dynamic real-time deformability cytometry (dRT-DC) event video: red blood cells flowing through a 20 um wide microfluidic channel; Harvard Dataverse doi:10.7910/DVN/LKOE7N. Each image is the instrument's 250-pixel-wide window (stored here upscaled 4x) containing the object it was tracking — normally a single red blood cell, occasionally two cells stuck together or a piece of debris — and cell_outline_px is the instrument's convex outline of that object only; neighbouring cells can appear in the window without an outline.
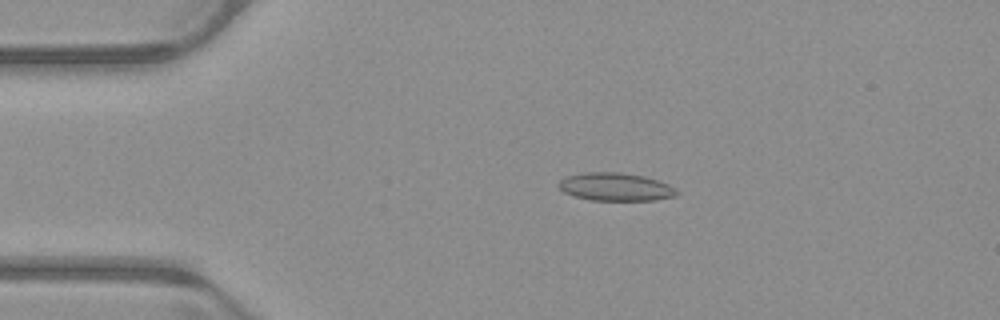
{"species": "common noctule bat (a hibernating species)", "species_latin": "Nyctalus noctula", "temperature_condition": "warm", "stored_images_in_passage": 51, "camera_frame_rate_fps": 3000, "um_per_image_px": 0.085, "animal": {"sex": "male", "body_mass_g": 23.1, "forearm_length_mm": 52.7}, "frame": {"image": 1, "passage_image": 10, "time_ms": 3.0, "image_size_px": [1000, 320], "cell_outline_px": [[680, 192], [676, 196], [656, 200], [588, 200], [572, 196], [564, 192], [556, 184], [560, 180], [568, 176], [584, 172], [620, 172], [644, 176], [668, 184], [676, 188]], "centroid_in_image_um": [52.32, 15.89], "position_along_channel_um": 32.7, "area_um2": 19.42}}
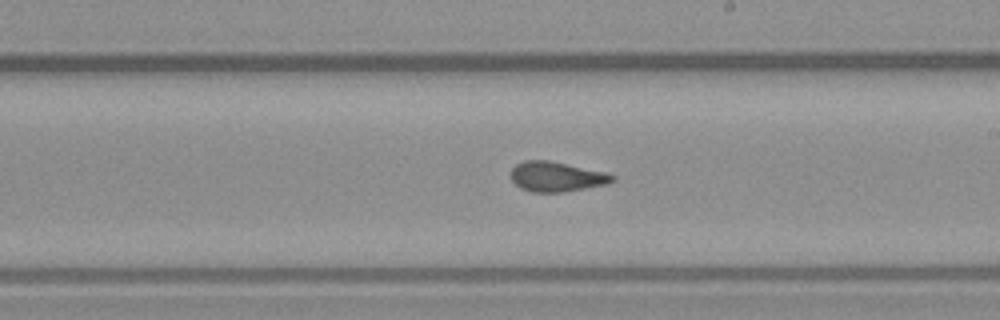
{"frame": {"image": 2, "passage_image": 29, "time_ms": 9.333, "image_size_px": [1000, 320], "cell_outline_px": [[616, 180], [608, 184], [560, 192], [532, 192], [520, 188], [512, 180], [512, 168], [516, 164], [524, 160], [548, 160], [608, 172], [616, 176]], "centroid_in_image_um": [47.34, 15.01], "position_along_channel_um": 241.7, "area_um2": 17.74}}
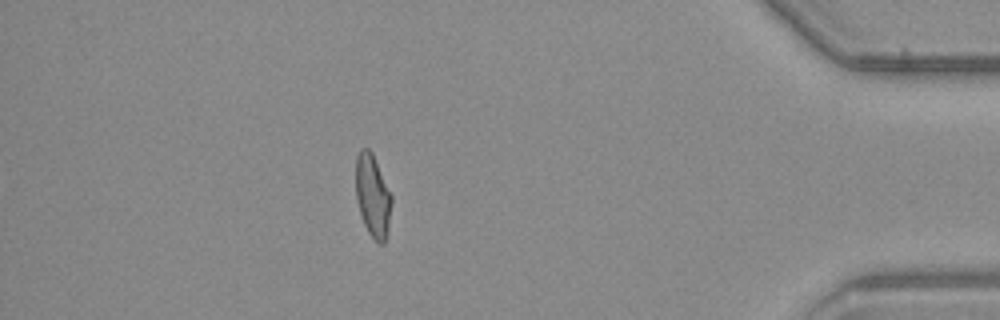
{"frame": {"image": 3, "passage_image": 45, "time_ms": 14.667, "image_size_px": [1000, 320], "cell_outline_px": [[392, 204], [388, 228], [384, 244], [380, 244], [368, 232], [364, 224], [356, 200], [356, 156], [360, 148], [368, 148], [372, 152], [392, 196]], "centroid_in_image_um": [31.68, 16.62], "position_along_channel_um": 403.5, "area_um2": 17.17}, "authors_computed_cell_mechanics": {"area_um2": 17.8602, "velocity_mm_per_s": 3.9708, "shape_relaxation_time_tau1_ms": 6.5932, "shape_relaxation_time_tau2_ms": 1.144, "deformation_change_tau1": 0.194, "deformation_change_tau2": 0.0829}}